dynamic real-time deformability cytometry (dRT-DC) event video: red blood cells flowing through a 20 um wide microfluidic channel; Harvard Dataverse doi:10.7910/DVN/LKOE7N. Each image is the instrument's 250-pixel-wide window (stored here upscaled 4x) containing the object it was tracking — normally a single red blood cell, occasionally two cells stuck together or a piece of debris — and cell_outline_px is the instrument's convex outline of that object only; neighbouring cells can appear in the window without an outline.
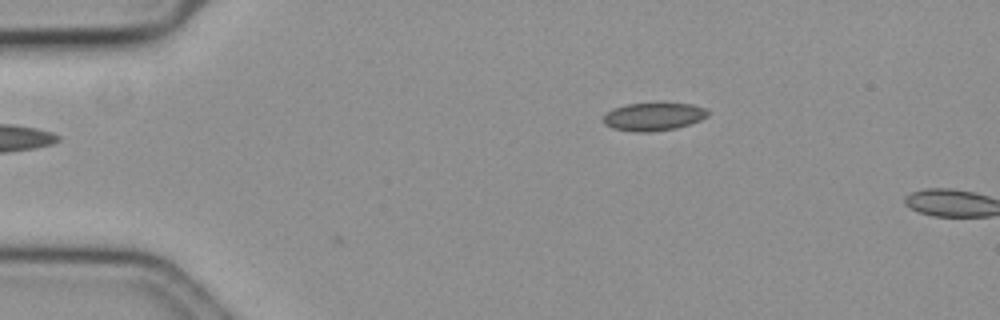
{"species": "common noctule bat (a hibernating species)", "species_latin": "Nyctalus noctula", "temperature_condition": "cold", "stored_images_in_passage": 3, "camera_frame_rate_fps": 3000, "um_per_image_px": 0.085, "animal": {"sex": "female", "body_mass_g": 19.3, "forearm_length_mm": 54.1}, "frame": {"image": 1, "passage_image": 3, "time_ms": 0.667, "image_size_px": [1000, 320], "cell_outline_px": [[708, 116], [692, 124], [676, 128], [652, 132], [632, 132], [612, 128], [604, 124], [604, 116], [612, 108], [628, 104], [692, 104], [704, 108], [708, 112]], "centroid_in_image_um": [55.54, 9.94], "position_along_channel_um": 29.5, "area_um2": 16.94}}